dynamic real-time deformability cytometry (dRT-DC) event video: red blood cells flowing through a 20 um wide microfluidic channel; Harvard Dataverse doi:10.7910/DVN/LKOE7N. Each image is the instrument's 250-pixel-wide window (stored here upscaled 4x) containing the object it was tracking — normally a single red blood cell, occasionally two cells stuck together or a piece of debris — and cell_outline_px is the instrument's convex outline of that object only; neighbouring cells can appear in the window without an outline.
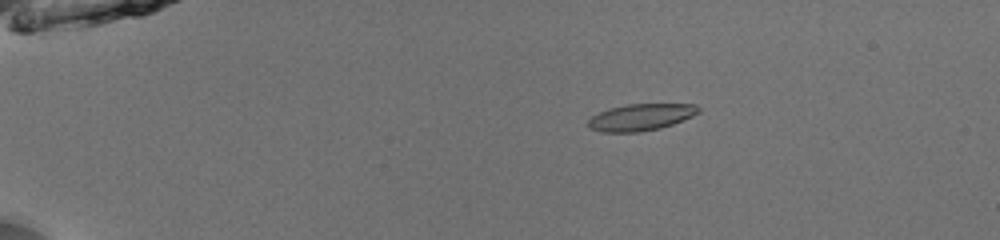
{"species": "common noctule bat (a hibernating species)", "species_latin": "Nyctalus noctula", "temperature_condition": "room temperature", "stored_images_in_passage": 54, "camera_frame_rate_fps": 3000, "um_per_image_px": 0.085, "animal": {"sex": "male", "body_mass_g": 13.0, "forearm_length_mm": 53.1}, "frame": {"image": 1, "passage_image": 12, "time_ms": 3.667, "image_size_px": [1000, 240], "cell_outline_px": [[700, 112], [692, 116], [672, 124], [660, 128], [640, 132], [600, 132], [588, 128], [588, 120], [592, 116], [608, 108], [628, 104], [696, 104], [700, 108]], "centroid_in_image_um": [54.45, 9.96], "position_along_channel_um": 30.5, "area_um2": 17.22}}
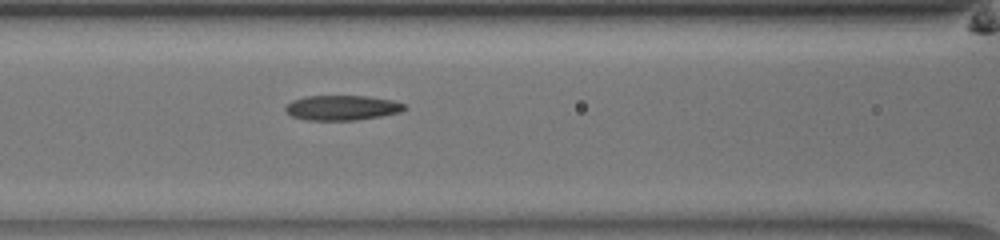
{"frame": {"image": 2, "passage_image": 26, "time_ms": 8.333, "image_size_px": [1000, 240], "cell_outline_px": [[408, 108], [400, 112], [380, 116], [356, 120], [308, 120], [292, 116], [284, 108], [292, 100], [304, 96], [368, 96], [392, 100], [404, 104]], "centroid_in_image_um": [29.09, 9.15], "position_along_channel_um": 137.5, "area_um2": 17.22}}
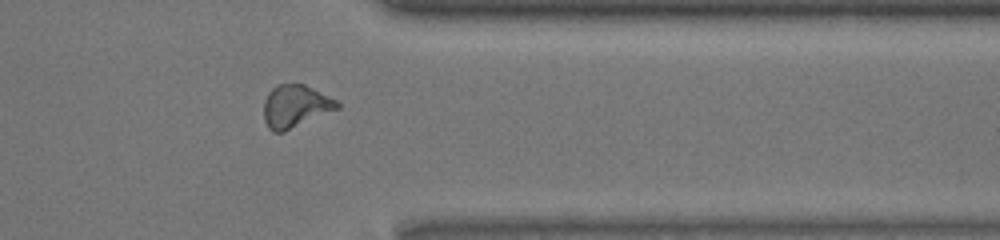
{"frame": {"image": 3, "passage_image": 45, "time_ms": 14.667, "image_size_px": [1000, 240], "cell_outline_px": [[340, 108], [284, 132], [272, 132], [268, 128], [264, 120], [264, 100], [268, 92], [276, 84], [304, 84], [336, 100], [340, 104]], "centroid_in_image_um": [25.09, 9.04], "position_along_channel_um": 386.3, "area_um2": 18.26}, "authors_computed_cell_mechanics": {"area_um2": 17.5134, "velocity_mm_per_s": 3.9757, "shape_relaxation_time_tau1_ms": null, "shape_relaxation_time_tau2_ms": 3.2094, "deformation_change_tau1": null, "deformation_change_tau2": 0.116}}